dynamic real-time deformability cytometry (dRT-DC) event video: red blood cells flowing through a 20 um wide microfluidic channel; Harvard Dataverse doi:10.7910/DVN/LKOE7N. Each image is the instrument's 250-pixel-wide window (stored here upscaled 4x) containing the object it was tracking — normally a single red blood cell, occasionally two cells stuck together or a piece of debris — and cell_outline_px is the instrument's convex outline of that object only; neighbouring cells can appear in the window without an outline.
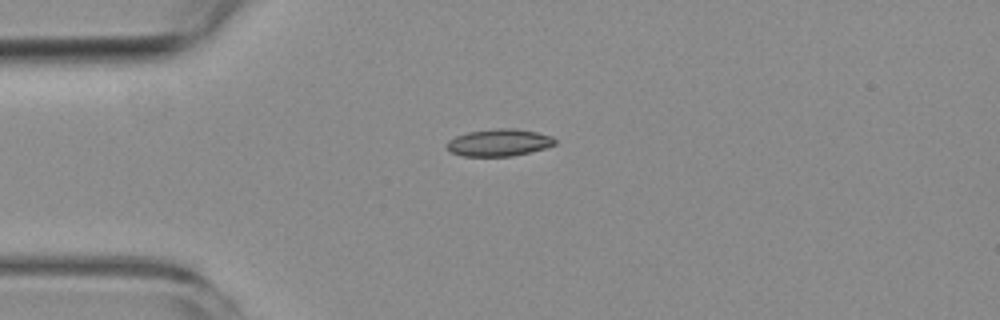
{"species": "common noctule bat (a hibernating species)", "species_latin": "Nyctalus noctula", "temperature_condition": "room temperature", "stored_images_in_passage": 5, "camera_frame_rate_fps": 3000, "um_per_image_px": 0.085, "animal": {"sex": "female", "body_mass_g": 19.3, "forearm_length_mm": 54.1}, "frame": {"image": 1, "passage_image": 1, "time_ms": 0.0, "image_size_px": [1000, 320], "cell_outline_px": [[556, 144], [544, 148], [512, 156], [460, 156], [452, 152], [448, 148], [448, 140], [456, 136], [468, 132], [496, 128], [512, 128], [536, 132], [552, 136], [556, 140]], "centroid_in_image_um": [42.42, 12.11], "position_along_channel_um": 42.6, "area_um2": 16.94}}
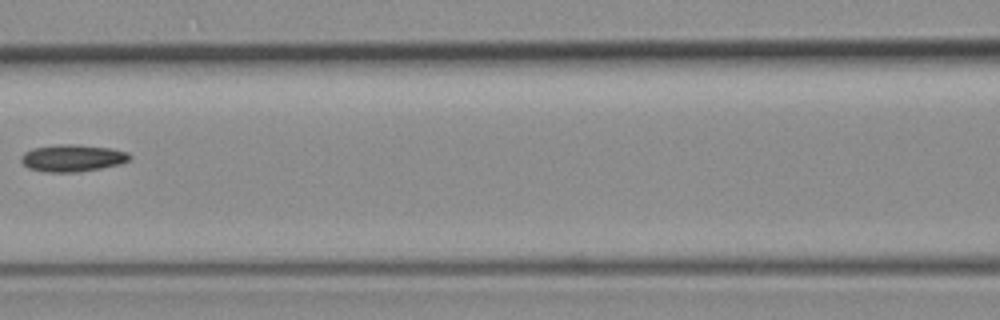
{"frame": {"image": 2, "passage_image": 4, "time_ms": 3.667, "image_size_px": [1000, 320], "cell_outline_px": [[132, 156], [128, 160], [120, 164], [100, 168], [76, 172], [44, 172], [28, 168], [20, 160], [20, 156], [24, 152], [32, 148], [60, 144], [72, 144], [112, 148], [128, 152]], "centroid_in_image_um": [6.14, 13.43], "position_along_channel_um": 160.5, "area_um2": 17.17}}
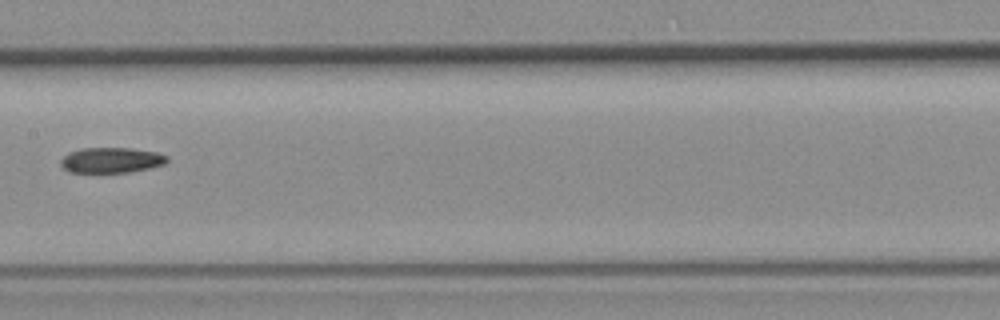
{"frame": {"image": 3, "passage_image": 5, "time_ms": 4.667, "image_size_px": [1000, 320], "cell_outline_px": [[168, 160], [164, 164], [148, 168], [128, 172], [68, 172], [60, 164], [60, 160], [68, 152], [80, 148], [132, 148], [156, 152], [168, 156]], "centroid_in_image_um": [9.43, 13.6], "position_along_channel_um": 198.0, "area_um2": 15.72}}